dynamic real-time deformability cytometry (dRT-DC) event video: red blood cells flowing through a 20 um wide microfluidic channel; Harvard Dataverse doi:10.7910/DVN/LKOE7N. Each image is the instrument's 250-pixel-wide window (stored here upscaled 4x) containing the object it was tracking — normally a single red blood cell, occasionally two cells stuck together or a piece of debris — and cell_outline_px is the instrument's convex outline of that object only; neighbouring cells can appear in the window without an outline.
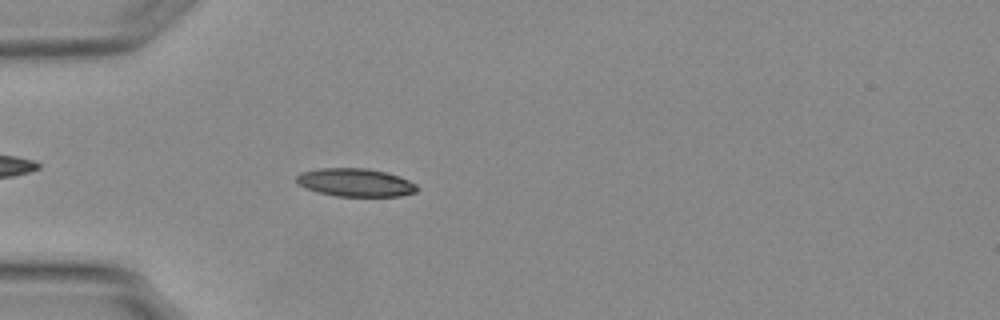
{"species": "Egyptian fruit bat (a non-hibernating species)", "species_latin": "Rousettus aegyptiacus", "temperature_condition": "warm", "stored_images_in_passage": 40, "camera_frame_rate_fps": 3000, "um_per_image_px": 0.085, "animal": {"sex": "female"}, "frame": {"image": 1, "passage_image": 6, "time_ms": 1.667, "image_size_px": [1000, 320], "cell_outline_px": [[420, 188], [416, 192], [400, 196], [336, 196], [320, 192], [296, 184], [296, 176], [300, 172], [320, 168], [364, 168], [388, 172], [400, 176], [416, 184]], "centroid_in_image_um": [30.23, 15.5], "position_along_channel_um": 54.8, "area_um2": 19.83}}
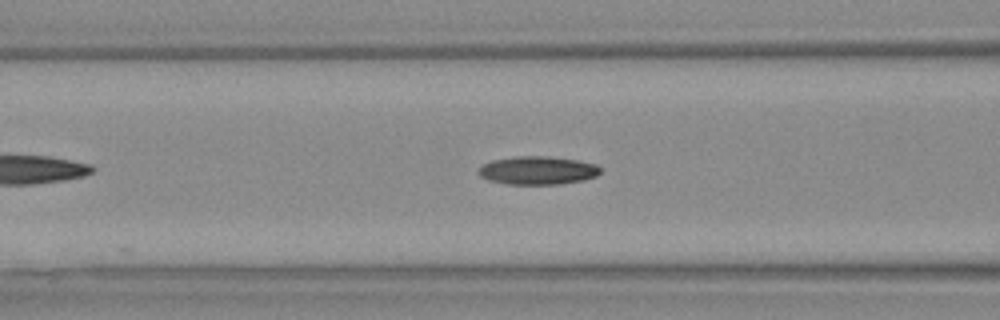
{"frame": {"image": 2, "passage_image": 12, "time_ms": 3.667, "image_size_px": [1000, 320], "cell_outline_px": [[600, 172], [596, 176], [584, 180], [560, 184], [508, 184], [488, 180], [480, 176], [476, 172], [484, 164], [492, 160], [516, 156], [548, 156], [580, 160], [596, 164], [600, 168]], "centroid_in_image_um": [45.71, 14.48], "position_along_channel_um": 120.9, "area_um2": 20.17}}